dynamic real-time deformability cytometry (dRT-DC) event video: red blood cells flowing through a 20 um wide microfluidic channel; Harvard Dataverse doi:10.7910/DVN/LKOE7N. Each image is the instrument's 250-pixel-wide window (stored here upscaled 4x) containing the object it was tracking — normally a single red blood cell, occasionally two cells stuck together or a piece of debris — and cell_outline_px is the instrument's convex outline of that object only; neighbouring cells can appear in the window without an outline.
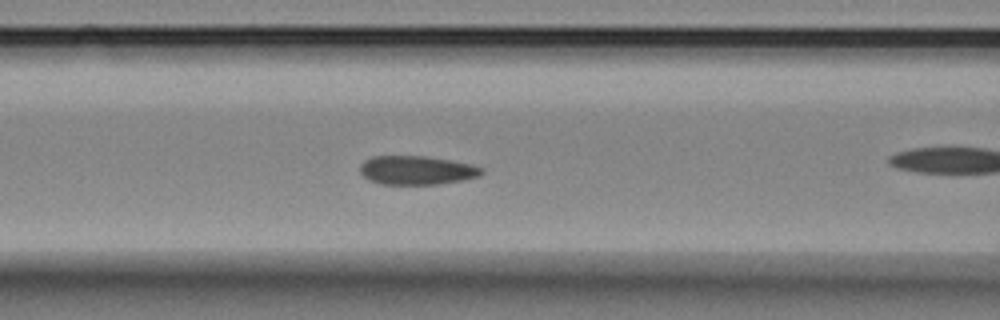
{"species": "Egyptian fruit bat (a non-hibernating species)", "species_latin": "Rousettus aegyptiacus", "temperature_condition": "room temperature", "stored_images_in_passage": 41, "camera_frame_rate_fps": 3000, "um_per_image_px": 0.085, "animal": {"sex": "female"}, "frame": {"image": 1, "passage_image": 6, "time_ms": 1.667, "image_size_px": [1000, 320], "cell_outline_px": [[484, 172], [480, 176], [464, 180], [440, 184], [380, 184], [368, 180], [360, 172], [360, 164], [364, 160], [372, 156], [424, 156], [472, 164], [484, 168]], "centroid_in_image_um": [35.42, 14.47], "position_along_channel_um": 131.2, "area_um2": 20.58}}
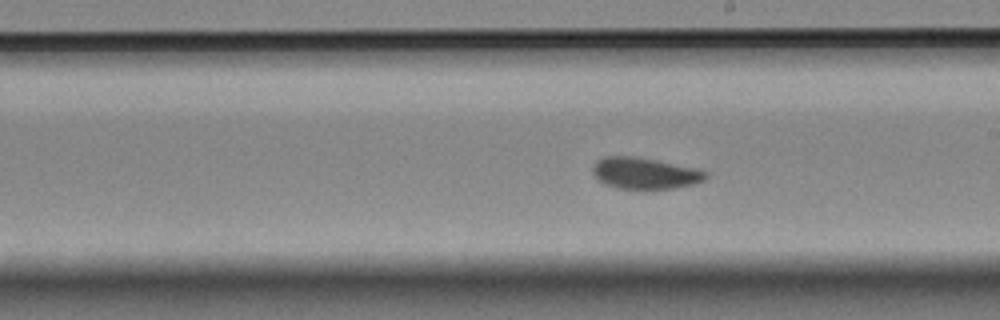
{"frame": {"image": 2, "passage_image": 15, "time_ms": 4.667, "image_size_px": [1000, 320], "cell_outline_px": [[708, 176], [704, 180], [692, 184], [672, 188], [616, 188], [604, 184], [596, 180], [592, 172], [592, 168], [596, 160], [604, 156], [632, 156], [656, 160], [696, 168], [708, 172]], "centroid_in_image_um": [54.76, 14.71], "position_along_channel_um": 234.2, "area_um2": 20.63}}
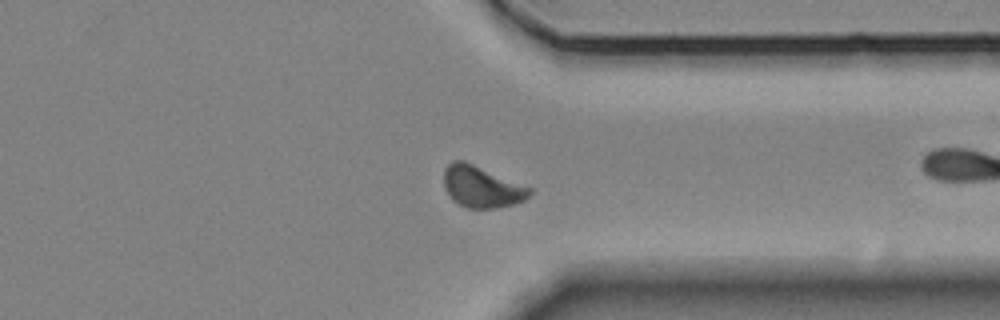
{"frame": {"image": 3, "passage_image": 27, "time_ms": 8.667, "image_size_px": [1000, 320], "cell_outline_px": [[532, 192], [524, 200], [512, 204], [496, 208], [468, 208], [452, 200], [444, 188], [444, 168], [452, 160], [464, 160], [532, 188]], "centroid_in_image_um": [40.91, 15.86], "position_along_channel_um": 370.5, "area_um2": 20.69}, "authors_computed_cell_mechanics": {"area_um2": 20.5768, "velocity_mm_per_s": 3.4363, "shape_relaxation_time_tau1_ms": 3.5034, "shape_relaxation_time_tau2_ms": null, "deformation_change_tau1": 0.0811, "deformation_change_tau2": null}}